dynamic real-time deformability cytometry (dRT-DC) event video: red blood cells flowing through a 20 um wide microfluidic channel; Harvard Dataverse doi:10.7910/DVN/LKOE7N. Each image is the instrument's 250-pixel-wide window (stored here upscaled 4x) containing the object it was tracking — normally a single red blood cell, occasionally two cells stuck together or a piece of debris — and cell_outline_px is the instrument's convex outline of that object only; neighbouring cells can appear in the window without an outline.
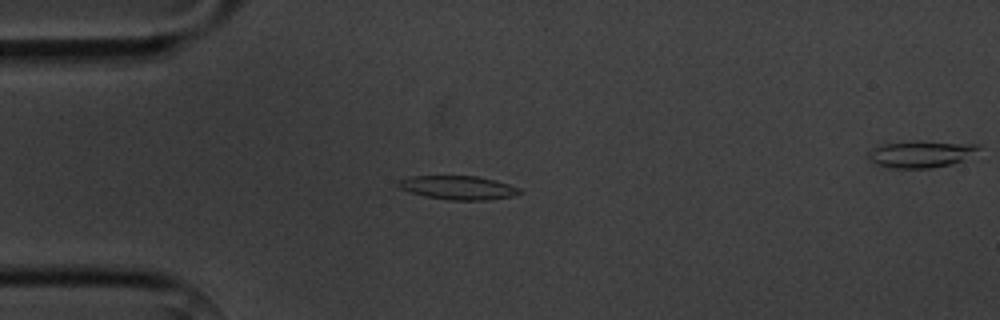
{"species": "common noctule bat (a hibernating species)", "species_latin": "Nyctalus noctula", "temperature_condition": "cold", "stored_images_in_passage": 4, "camera_frame_rate_fps": 3000, "um_per_image_px": 0.085, "animal": {"sex": "male", "body_mass_g": 20.1, "forearm_length_mm": 53.5}, "frame": {"image": 1, "passage_image": 3, "time_ms": 3.0, "image_size_px": [1000, 320], "cell_outline_px": [[524, 192], [512, 196], [488, 200], [448, 200], [424, 196], [400, 188], [396, 184], [396, 180], [408, 176], [476, 176], [496, 180], [520, 188]], "centroid_in_image_um": [38.93, 15.94], "position_along_channel_um": 46.1, "area_um2": 16.94}}